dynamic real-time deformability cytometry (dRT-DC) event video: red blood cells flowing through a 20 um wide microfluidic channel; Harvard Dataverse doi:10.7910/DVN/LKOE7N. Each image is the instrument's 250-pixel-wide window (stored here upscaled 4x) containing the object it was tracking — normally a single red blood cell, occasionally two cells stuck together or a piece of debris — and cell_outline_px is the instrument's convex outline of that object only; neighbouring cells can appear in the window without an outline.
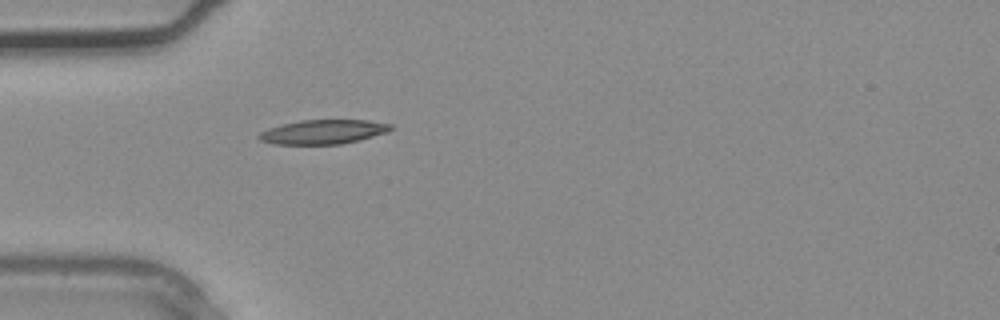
{"species": "common noctule bat (a hibernating species)", "species_latin": "Nyctalus noctula", "temperature_condition": "warm", "stored_images_in_passage": 1, "camera_frame_rate_fps": 3000, "um_per_image_px": 0.085, "animal": {"sex": "male", "body_mass_g": 20.4}, "frame": {"image": 1, "passage_image": 1, "time_ms": 0.0, "image_size_px": [1000, 320], "cell_outline_px": [[396, 128], [388, 132], [360, 140], [340, 144], [272, 144], [260, 140], [256, 136], [260, 132], [268, 128], [280, 124], [300, 120], [368, 120], [392, 124]], "centroid_in_image_um": [27.49, 11.2], "position_along_channel_um": 57.5, "area_um2": 18.9}}